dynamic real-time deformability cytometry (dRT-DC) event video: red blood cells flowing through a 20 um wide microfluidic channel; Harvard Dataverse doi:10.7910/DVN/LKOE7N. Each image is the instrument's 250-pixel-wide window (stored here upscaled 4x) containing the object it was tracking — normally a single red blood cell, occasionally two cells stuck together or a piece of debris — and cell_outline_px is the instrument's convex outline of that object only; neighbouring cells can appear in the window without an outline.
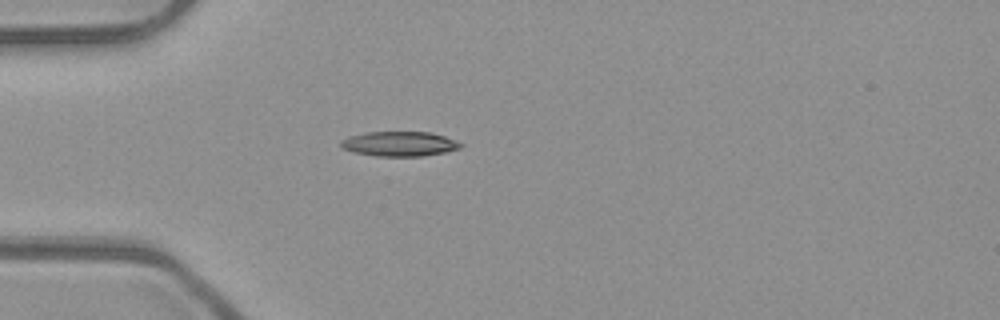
{"species": "common noctule bat (a hibernating species)", "species_latin": "Nyctalus noctula", "temperature_condition": "room temperature", "stored_images_in_passage": 38, "camera_frame_rate_fps": 3000, "um_per_image_px": 0.085, "animal": {"sex": "male", "body_mass_g": 23.1, "forearm_length_mm": 52.7}, "frame": {"image": 1, "passage_image": 1, "time_ms": 0.0, "image_size_px": [1000, 320], "cell_outline_px": [[464, 144], [460, 148], [444, 152], [424, 156], [376, 156], [352, 152], [344, 148], [340, 144], [340, 140], [348, 136], [368, 132], [428, 132], [444, 136], [456, 140]], "centroid_in_image_um": [33.95, 12.23], "position_along_channel_um": 51.1, "area_um2": 17.28}}
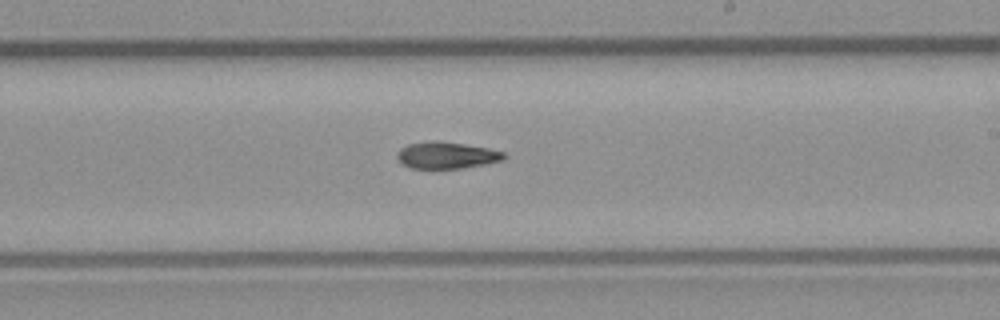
{"frame": {"image": 2, "passage_image": 17, "time_ms": 5.333, "image_size_px": [1000, 320], "cell_outline_px": [[508, 156], [504, 160], [484, 164], [460, 168], [412, 168], [404, 164], [396, 156], [396, 152], [400, 148], [408, 144], [432, 140], [436, 140], [464, 144], [488, 148], [504, 152]], "centroid_in_image_um": [37.97, 13.18], "position_along_channel_um": 251.0, "area_um2": 16.59}}
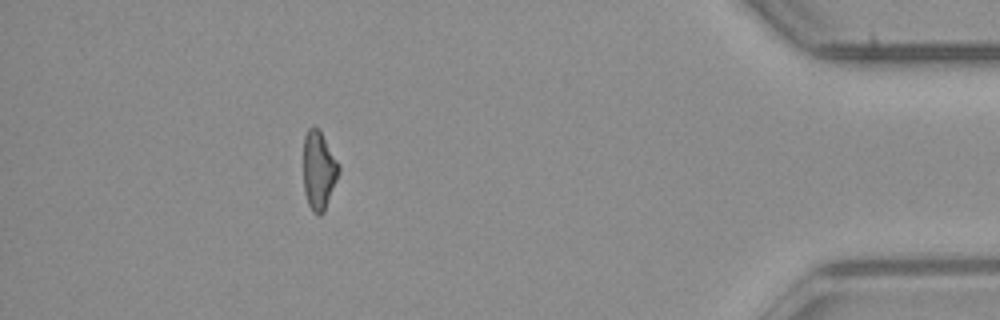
{"frame": {"image": 3, "passage_image": 33, "time_ms": 10.667, "image_size_px": [1000, 320], "cell_outline_px": [[340, 172], [324, 212], [320, 216], [316, 216], [312, 212], [308, 204], [304, 192], [304, 136], [308, 128], [316, 128], [320, 132], [340, 164]], "centroid_in_image_um": [27.1, 14.55], "position_along_channel_um": 408.1, "area_um2": 16.18}, "authors_computed_cell_mechanics": {"area_um2": 16.9354, "velocity_mm_per_s": 3.9619, "shape_relaxation_time_tau1_ms": 7.1122, "shape_relaxation_time_tau2_ms": null, "deformation_change_tau1": 0.1836, "deformation_change_tau2": null}}